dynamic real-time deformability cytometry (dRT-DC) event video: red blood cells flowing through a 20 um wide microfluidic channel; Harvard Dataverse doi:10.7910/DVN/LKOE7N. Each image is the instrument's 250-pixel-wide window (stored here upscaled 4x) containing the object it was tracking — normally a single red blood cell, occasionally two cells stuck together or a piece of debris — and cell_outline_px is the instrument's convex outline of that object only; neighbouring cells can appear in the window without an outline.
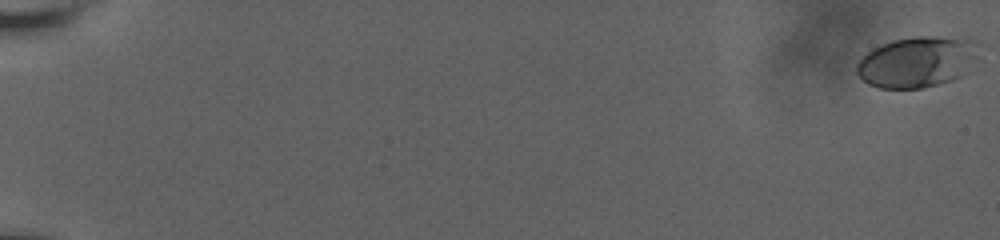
{"species": "human", "species_latin": "Homo sapiens", "temperature_condition": "room temperature", "stored_images_in_passage": 24, "camera_frame_rate_fps": 3000, "um_per_image_px": 0.085, "donor": {"sex": "male"}, "frame": {"image": 1, "passage_image": 1, "time_ms": 0.0, "image_size_px": [1000, 240], "cell_outline_px": [[968, 40], [960, 76], [952, 80], [920, 88], [880, 88], [868, 84], [856, 72], [856, 64], [872, 48], [892, 40], [920, 36], [936, 36]], "centroid_in_image_um": [77.62, 5.3], "position_along_channel_um": 7.4, "area_um2": 33.47}}
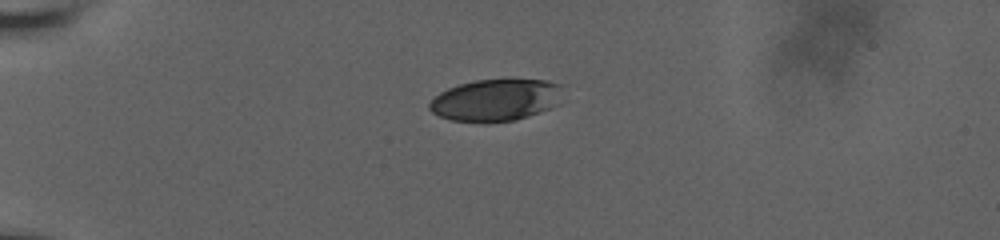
{"frame": {"image": 2, "passage_image": 18, "time_ms": 6.0, "image_size_px": [1000, 240], "cell_outline_px": [[564, 84], [548, 108], [540, 112], [516, 120], [484, 124], [452, 120], [440, 116], [432, 112], [428, 108], [428, 104], [440, 92], [448, 88], [460, 84], [476, 80], [544, 80]], "centroid_in_image_um": [42.04, 8.53], "position_along_channel_um": 43.0, "area_um2": 32.19}}
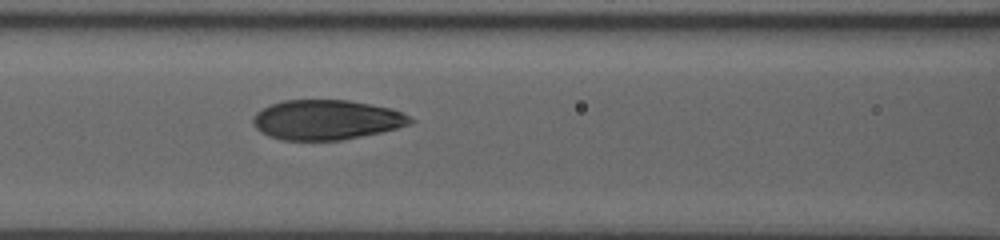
{"frame": {"image": 3, "passage_image": 24, "time_ms": 10.0, "image_size_px": [1000, 240], "cell_outline_px": [[416, 120], [412, 124], [380, 132], [344, 140], [284, 140], [268, 136], [260, 132], [252, 124], [252, 120], [256, 112], [272, 104], [284, 100], [348, 100], [392, 108]], "centroid_in_image_um": [27.74, 10.19], "position_along_channel_um": 138.9, "area_um2": 36.53}}